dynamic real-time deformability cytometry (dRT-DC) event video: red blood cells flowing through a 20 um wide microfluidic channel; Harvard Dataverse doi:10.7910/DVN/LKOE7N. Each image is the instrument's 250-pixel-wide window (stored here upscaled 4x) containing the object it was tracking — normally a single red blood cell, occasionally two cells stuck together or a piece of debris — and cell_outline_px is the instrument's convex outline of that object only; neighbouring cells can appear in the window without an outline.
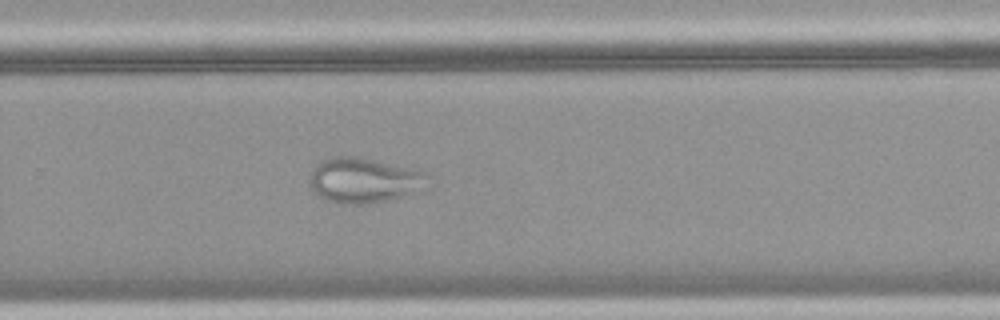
{"species": "common noctule bat (a hibernating species)", "species_latin": "Nyctalus noctula", "temperature_condition": "warm", "stored_images_in_passage": 39, "camera_frame_rate_fps": 3000, "um_per_image_px": 0.085, "animal": {"sex": "female", "body_mass_g": 18.4}, "frame": {"image": 1, "passage_image": 28, "time_ms": 9.0, "image_size_px": [1000, 320], "cell_outline_px": [[428, 188], [400, 196], [368, 204], [344, 204], [328, 200], [312, 192], [308, 180], [308, 176], [316, 164], [320, 160], [332, 156], [360, 156], [420, 168], [428, 172]], "centroid_in_image_um": [30.97, 15.28], "position_along_channel_um": 298.8, "area_um2": 32.02}}